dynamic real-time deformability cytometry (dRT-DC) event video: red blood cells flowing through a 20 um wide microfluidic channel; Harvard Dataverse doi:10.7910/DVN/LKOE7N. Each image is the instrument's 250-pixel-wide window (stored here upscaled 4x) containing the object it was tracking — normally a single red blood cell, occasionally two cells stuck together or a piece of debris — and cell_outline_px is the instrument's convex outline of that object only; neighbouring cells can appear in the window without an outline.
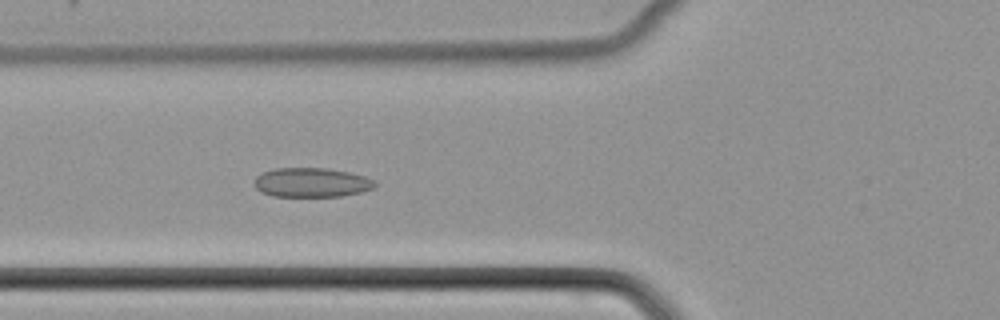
{"species": "common noctule bat (a hibernating species)", "species_latin": "Nyctalus noctula", "temperature_condition": "cold", "stored_images_in_passage": 53, "camera_frame_rate_fps": 3000, "um_per_image_px": 0.085, "animal": {"sex": "female", "body_mass_g": 22.7, "forearm_length_mm": 54.2}, "frame": {"image": 1, "passage_image": 21, "time_ms": 6.667, "image_size_px": [1000, 320], "cell_outline_px": [[376, 188], [360, 192], [340, 196], [272, 196], [260, 192], [256, 188], [256, 176], [264, 172], [276, 168], [328, 168], [348, 172], [364, 176], [376, 180]], "centroid_in_image_um": [26.52, 15.51], "position_along_channel_um": 99.3, "area_um2": 20.58}}
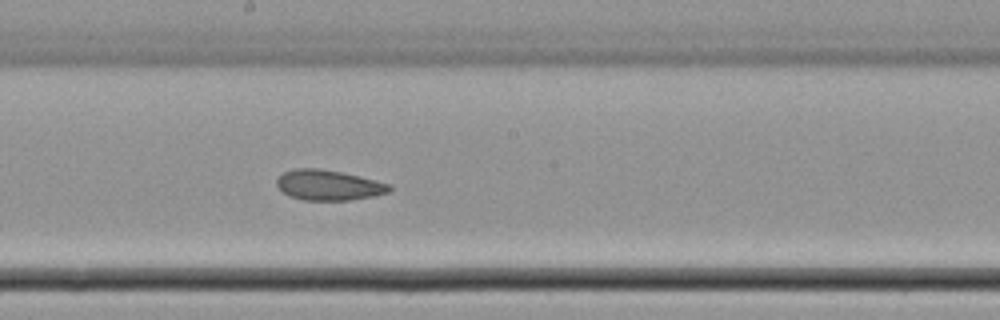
{"frame": {"image": 2, "passage_image": 30, "time_ms": 9.667, "image_size_px": [1000, 320], "cell_outline_px": [[392, 188], [388, 192], [372, 196], [348, 200], [304, 200], [292, 196], [284, 192], [276, 184], [276, 180], [284, 172], [296, 168], [320, 168], [340, 172], [392, 184]], "centroid_in_image_um": [27.93, 15.73], "position_along_channel_um": 220.3, "area_um2": 19.59}}
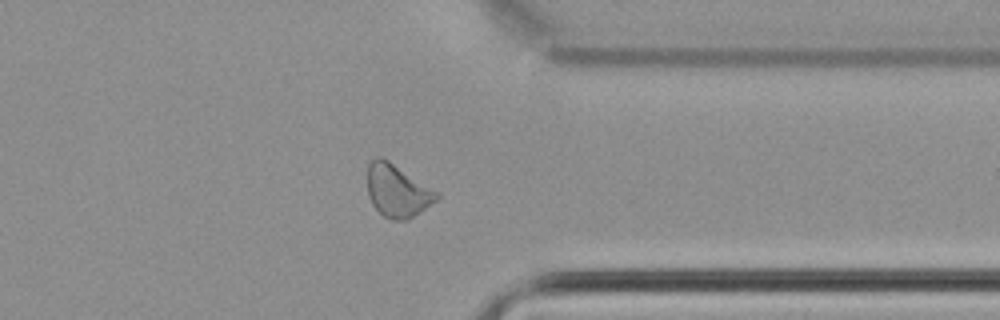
{"frame": {"image": 3, "passage_image": 42, "time_ms": 13.667, "image_size_px": [1000, 320], "cell_outline_px": [[440, 196], [436, 200], [420, 212], [408, 220], [392, 220], [384, 216], [372, 204], [368, 196], [368, 164], [376, 156], [380, 156], [388, 160], [440, 192]], "centroid_in_image_um": [33.79, 16.21], "position_along_channel_um": 377.6, "area_um2": 21.27}}